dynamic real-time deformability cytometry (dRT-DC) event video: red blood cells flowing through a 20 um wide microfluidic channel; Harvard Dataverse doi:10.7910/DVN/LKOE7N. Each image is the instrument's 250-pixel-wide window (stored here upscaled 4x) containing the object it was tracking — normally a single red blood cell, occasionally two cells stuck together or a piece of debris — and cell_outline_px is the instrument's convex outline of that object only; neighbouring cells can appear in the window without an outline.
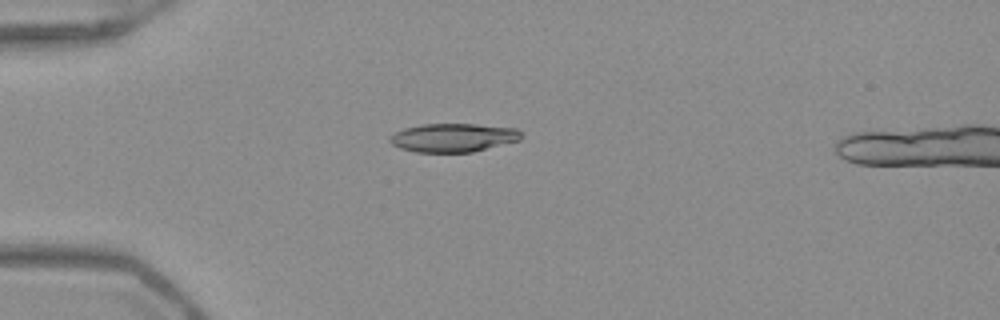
{"species": "Egyptian fruit bat (a non-hibernating species)", "species_latin": "Rousettus aegyptiacus", "temperature_condition": "warm", "stored_images_in_passage": 17, "camera_frame_rate_fps": 3000, "um_per_image_px": 0.085, "frame": {"image": 1, "passage_image": 15, "time_ms": 4.667, "image_size_px": [1000, 320], "cell_outline_px": [[520, 140], [472, 152], [416, 152], [400, 148], [392, 144], [388, 140], [388, 136], [404, 128], [424, 124], [476, 124], [516, 128], [520, 132]], "centroid_in_image_um": [38.49, 11.7], "position_along_channel_um": 46.5, "area_um2": 21.79}}